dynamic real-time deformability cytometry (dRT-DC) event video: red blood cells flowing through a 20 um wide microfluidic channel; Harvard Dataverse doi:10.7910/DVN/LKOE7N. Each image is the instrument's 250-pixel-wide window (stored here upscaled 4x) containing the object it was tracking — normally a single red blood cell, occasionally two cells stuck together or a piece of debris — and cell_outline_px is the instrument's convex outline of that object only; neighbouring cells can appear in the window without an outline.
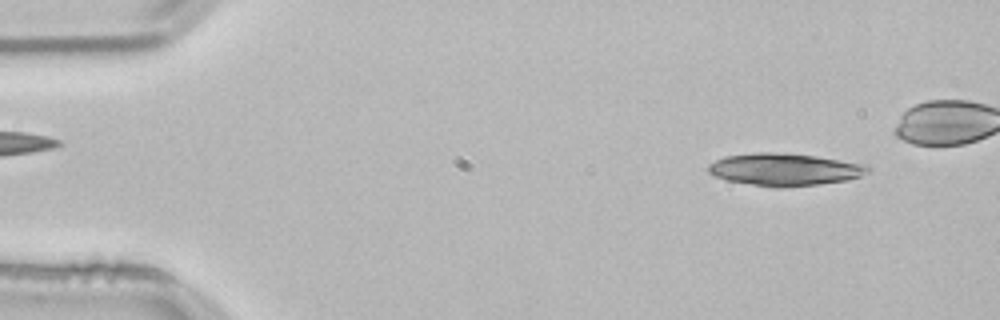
{"species": "common noctule bat (a hibernating species)", "species_latin": "Nyctalus noctula", "temperature_condition": "room temperature", "stored_images_in_passage": 14, "camera_frame_rate_fps": 3000, "um_per_image_px": 0.085, "animal": {"sex": "male", "body_mass_g": 21.5, "forearm_length_mm": 52.0}, "frame": {"image": 1, "passage_image": 3, "time_ms": 0.667, "image_size_px": [1000, 320], "cell_outline_px": [[872, 172], [848, 180], [820, 184], [780, 188], [776, 188], [728, 180], [716, 176], [708, 172], [708, 164], [724, 156], [756, 152], [776, 152], [816, 156], [868, 164], [872, 168]], "centroid_in_image_um": [66.76, 14.4], "position_along_channel_um": 18.2, "area_um2": 30.35}}